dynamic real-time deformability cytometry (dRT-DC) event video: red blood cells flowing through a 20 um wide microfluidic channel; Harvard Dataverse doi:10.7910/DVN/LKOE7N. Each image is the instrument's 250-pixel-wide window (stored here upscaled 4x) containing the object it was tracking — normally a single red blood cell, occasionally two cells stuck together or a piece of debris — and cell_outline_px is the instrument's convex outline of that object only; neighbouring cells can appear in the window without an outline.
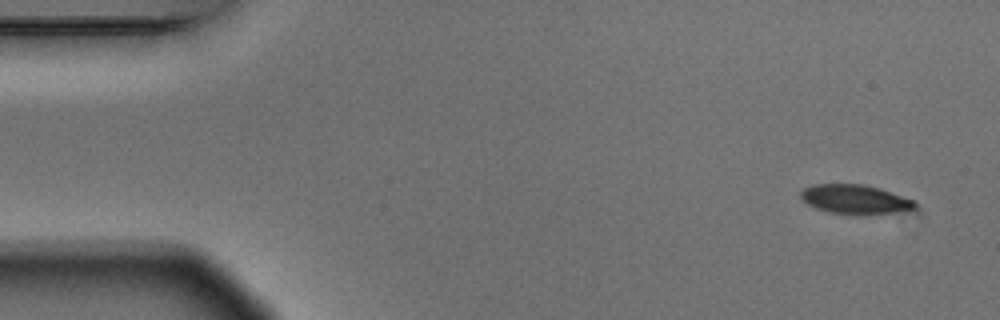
{"species": "Egyptian fruit bat (a non-hibernating species)", "species_latin": "Rousettus aegyptiacus", "temperature_condition": "warm", "stored_images_in_passage": 4, "camera_frame_rate_fps": 3000, "um_per_image_px": 0.085, "animal": {"sex": "male"}, "frame": {"image": 1, "passage_image": 1, "time_ms": 0.0, "image_size_px": [1000, 320], "cell_outline_px": [[916, 208], [892, 212], [860, 216], [828, 212], [816, 208], [808, 204], [800, 196], [800, 192], [804, 188], [812, 184], [864, 184], [880, 188], [912, 200], [916, 204]], "centroid_in_image_um": [72.63, 16.95], "position_along_channel_um": 12.4, "area_um2": 19.48}}
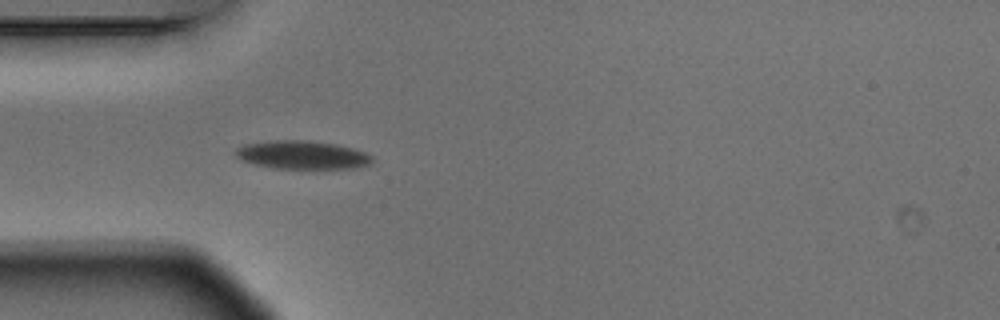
{"frame": {"image": 2, "passage_image": 4, "time_ms": 1.0, "image_size_px": [1000, 320], "cell_outline_px": [[372, 164], [356, 168], [272, 168], [240, 160], [236, 156], [236, 148], [244, 144], [272, 140], [308, 140], [336, 144], [352, 148], [364, 152], [372, 156]], "centroid_in_image_um": [25.69, 13.16], "position_along_channel_um": 59.3, "area_um2": 22.54}}